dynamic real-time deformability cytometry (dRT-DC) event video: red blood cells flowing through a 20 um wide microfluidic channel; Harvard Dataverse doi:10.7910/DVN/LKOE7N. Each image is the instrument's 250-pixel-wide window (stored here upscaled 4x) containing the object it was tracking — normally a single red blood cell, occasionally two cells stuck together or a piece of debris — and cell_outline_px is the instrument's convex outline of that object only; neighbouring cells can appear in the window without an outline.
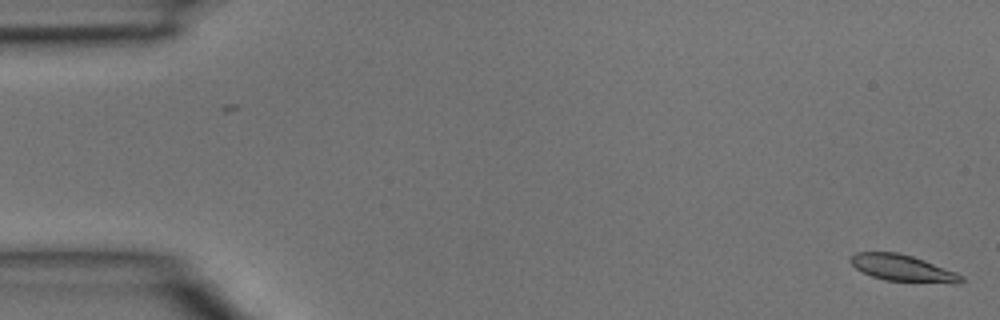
{"species": "common noctule bat (a hibernating species)", "species_latin": "Nyctalus noctula", "temperature_condition": "room temperature", "stored_images_in_passage": 5, "segment_of_instrument_passage": [1, 2], "camera_frame_rate_fps": 3000, "um_per_image_px": 0.085, "animal": {"sex": "male", "body_mass_g": 15.6}, "frame": {"image": 1, "passage_image": 1, "time_ms": 0.0, "image_size_px": [1000, 320], "cell_outline_px": [[964, 280], [960, 284], [956, 284], [884, 280], [872, 276], [856, 268], [848, 260], [856, 252], [896, 252], [912, 256], [924, 260], [956, 272], [964, 276]], "centroid_in_image_um": [76.77, 22.8], "position_along_channel_um": 8.2, "area_um2": 17.17}}